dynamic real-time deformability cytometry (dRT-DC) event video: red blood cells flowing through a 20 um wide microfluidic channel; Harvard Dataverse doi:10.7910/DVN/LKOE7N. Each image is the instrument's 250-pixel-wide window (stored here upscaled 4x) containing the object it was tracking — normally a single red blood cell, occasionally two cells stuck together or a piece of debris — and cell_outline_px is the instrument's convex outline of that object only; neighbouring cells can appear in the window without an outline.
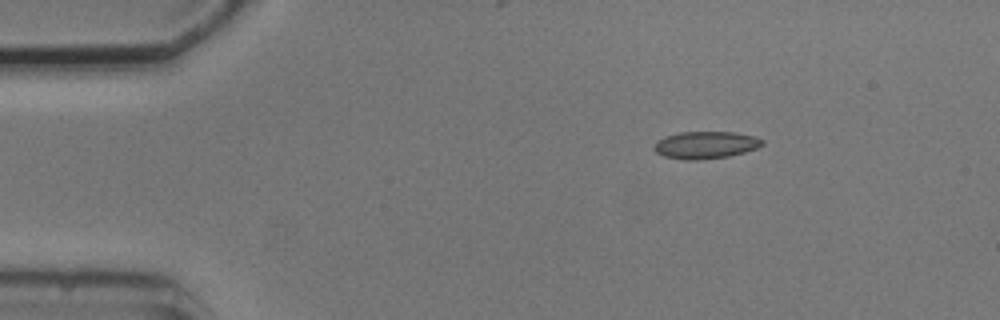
{"species": "common noctule bat (a hibernating species)", "species_latin": "Nyctalus noctula", "temperature_condition": "cold", "stored_images_in_passage": 3, "camera_frame_rate_fps": 3000, "um_per_image_px": 0.085, "animal": {"sex": "male", "body_mass_g": 20.5, "forearm_length_mm": 52.5}, "frame": {"image": 1, "passage_image": 3, "time_ms": 2.333, "image_size_px": [1000, 320], "cell_outline_px": [[764, 144], [756, 148], [744, 152], [728, 156], [700, 160], [684, 160], [664, 156], [656, 152], [652, 148], [656, 140], [664, 136], [680, 132], [736, 132], [756, 136], [764, 140]], "centroid_in_image_um": [59.96, 12.32], "position_along_channel_um": 25.0, "area_um2": 17.4}}